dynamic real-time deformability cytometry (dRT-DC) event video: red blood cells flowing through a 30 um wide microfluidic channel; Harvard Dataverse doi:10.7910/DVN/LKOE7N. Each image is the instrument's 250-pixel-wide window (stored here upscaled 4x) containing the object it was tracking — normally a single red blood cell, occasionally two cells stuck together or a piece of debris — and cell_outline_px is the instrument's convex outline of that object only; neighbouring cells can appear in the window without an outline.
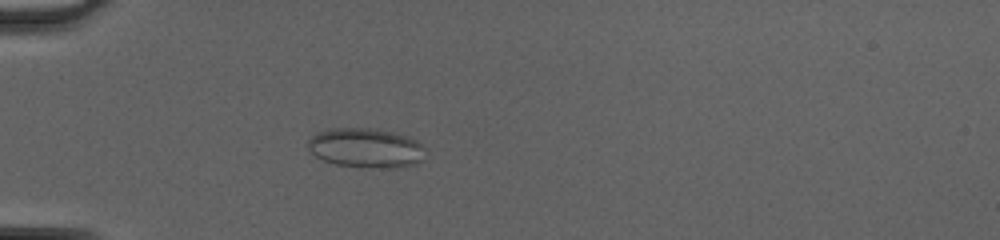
{"species": "common noctule bat (a hibernating species)", "species_latin": "Nyctalus noctula", "temperature_condition": "cold", "stored_images_in_passage": 36, "camera_frame_rate_fps": 3000, "um_per_image_px": 0.085, "animal": {"sex": "female", "body_mass_g": 20.0, "forearm_length_mm": 54.0}, "frame": {"image": 1, "passage_image": 2, "time_ms": 0.333, "image_size_px": [1000, 240], "cell_outline_px": [[424, 160], [416, 164], [396, 168], [380, 168], [336, 164], [324, 160], [316, 156], [308, 148], [308, 140], [316, 132], [328, 128], [372, 128], [392, 132], [408, 136], [416, 140], [424, 148]], "centroid_in_image_um": [31.11, 12.57], "position_along_channel_um": 53.9, "area_um2": 27.11}}
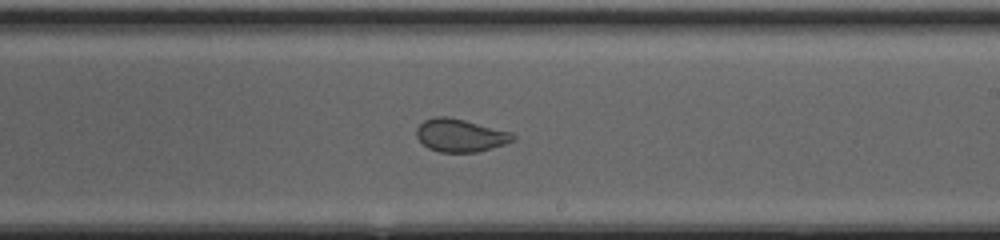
{"frame": {"image": 2, "passage_image": 17, "time_ms": 5.333, "image_size_px": [1000, 240], "cell_outline_px": [[516, 140], [504, 144], [476, 152], [440, 152], [428, 148], [416, 136], [416, 128], [424, 120], [436, 116], [448, 116], [512, 132], [516, 136]], "centroid_in_image_um": [39.13, 11.5], "position_along_channel_um": 249.9, "area_um2": 18.44}}
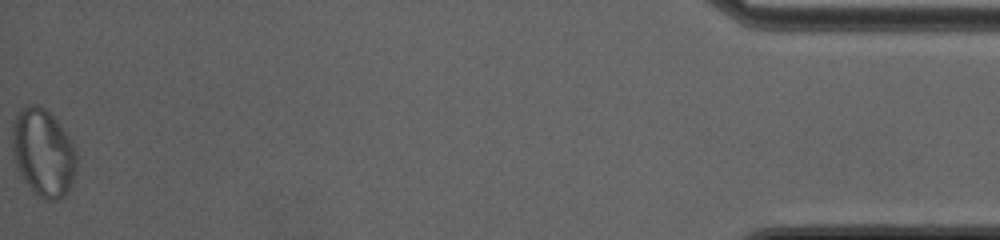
{"frame": {"image": 3, "passage_image": 36, "time_ms": 11.667, "image_size_px": [1000, 240], "cell_outline_px": [[76, 172], [72, 184], [64, 196], [56, 200], [48, 200], [32, 192], [20, 176], [16, 164], [12, 148], [12, 124], [20, 108], [28, 104], [40, 104], [60, 124], [68, 136], [76, 152]], "centroid_in_image_um": [3.66, 12.97], "position_along_channel_um": 431.5, "area_um2": 33.0}}